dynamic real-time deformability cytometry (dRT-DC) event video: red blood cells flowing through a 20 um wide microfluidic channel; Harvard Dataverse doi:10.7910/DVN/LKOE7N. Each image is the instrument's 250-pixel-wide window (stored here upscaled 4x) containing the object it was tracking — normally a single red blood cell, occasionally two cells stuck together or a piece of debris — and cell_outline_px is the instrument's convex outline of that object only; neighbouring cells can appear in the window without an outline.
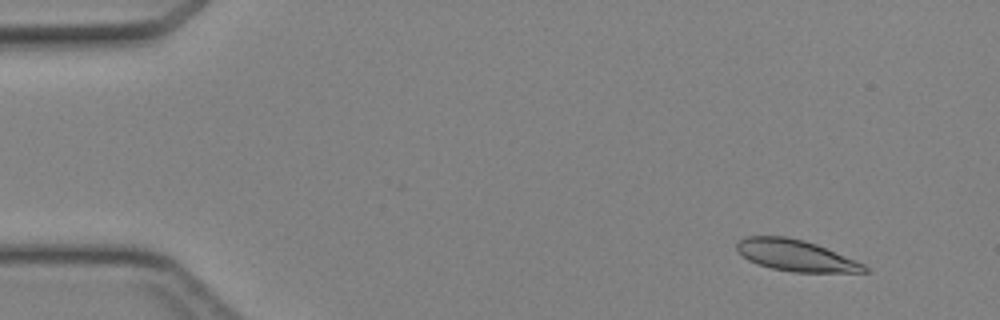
{"species": "Egyptian fruit bat (a non-hibernating species)", "species_latin": "Rousettus aegyptiacus", "temperature_condition": "cold", "stored_images_in_passage": 45, "camera_frame_rate_fps": 3000, "um_per_image_px": 0.085, "animal": {"sex": "female"}, "frame": {"image": 1, "passage_image": 4, "time_ms": 1.0, "image_size_px": [1000, 320], "cell_outline_px": [[868, 272], [792, 272], [772, 268], [756, 264], [748, 260], [736, 248], [736, 244], [740, 240], [748, 236], [784, 236], [804, 240], [816, 244], [864, 264], [868, 268]], "centroid_in_image_um": [67.62, 21.72], "position_along_channel_um": 17.4, "area_um2": 23.0}}
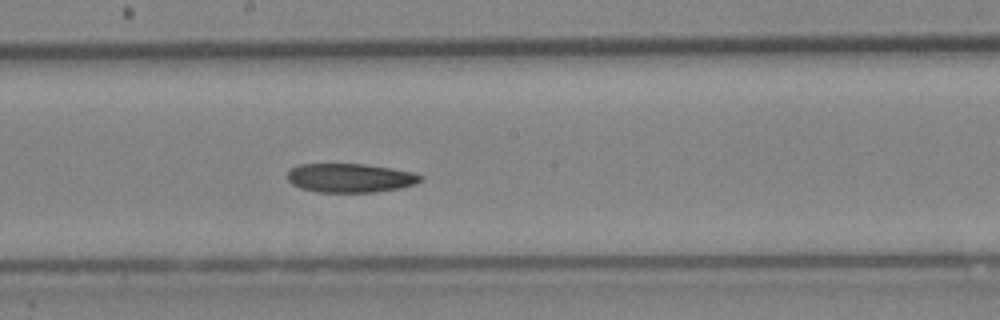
{"frame": {"image": 2, "passage_image": 25, "time_ms": 8.0, "image_size_px": [1000, 320], "cell_outline_px": [[424, 180], [416, 184], [400, 188], [376, 192], [316, 192], [300, 188], [292, 184], [288, 180], [288, 172], [292, 168], [300, 164], [364, 164], [392, 168], [412, 172], [424, 176]], "centroid_in_image_um": [29.8, 15.13], "position_along_channel_um": 218.4, "area_um2": 22.6}}
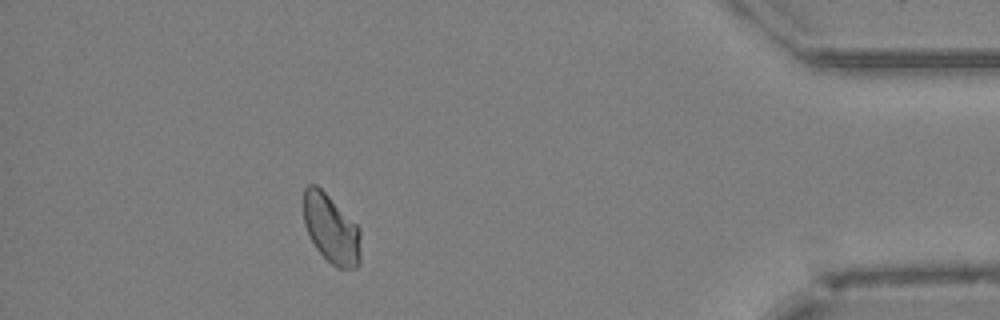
{"frame": {"image": 3, "passage_image": 41, "time_ms": 13.333, "image_size_px": [1000, 320], "cell_outline_px": [[360, 264], [356, 268], [336, 268], [316, 248], [304, 224], [304, 188], [308, 184], [316, 184], [360, 228]], "centroid_in_image_um": [28.16, 19.47], "position_along_channel_um": 407.0, "area_um2": 22.66}}